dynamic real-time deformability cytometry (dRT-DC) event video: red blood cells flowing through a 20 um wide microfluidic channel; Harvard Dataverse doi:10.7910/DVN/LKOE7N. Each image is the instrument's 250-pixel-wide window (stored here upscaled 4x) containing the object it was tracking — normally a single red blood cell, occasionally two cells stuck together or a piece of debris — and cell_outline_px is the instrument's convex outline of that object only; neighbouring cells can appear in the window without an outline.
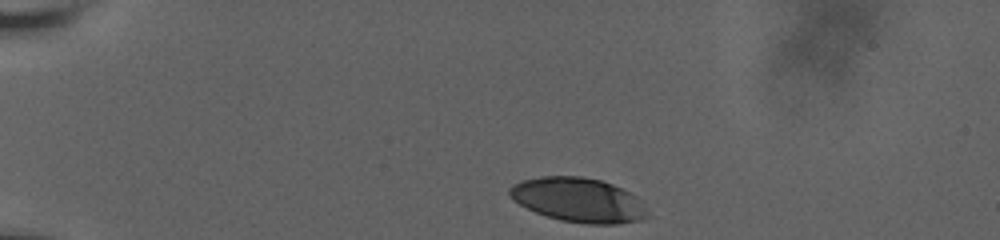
{"species": "human", "species_latin": "Homo sapiens", "temperature_condition": "room temperature", "stored_images_in_passage": 38, "camera_frame_rate_fps": 3000, "um_per_image_px": 0.085, "donor": {"sex": "male"}, "frame": {"image": 1, "passage_image": 1, "time_ms": 0.0, "image_size_px": [1000, 240], "cell_outline_px": [[652, 216], [640, 220], [616, 224], [588, 224], [560, 220], [536, 212], [512, 200], [508, 192], [508, 188], [512, 184], [520, 180], [540, 176], [580, 176], [600, 180], [612, 184], [636, 196]], "centroid_in_image_um": [49.15, 16.99], "position_along_channel_um": 35.8, "area_um2": 35.72}}
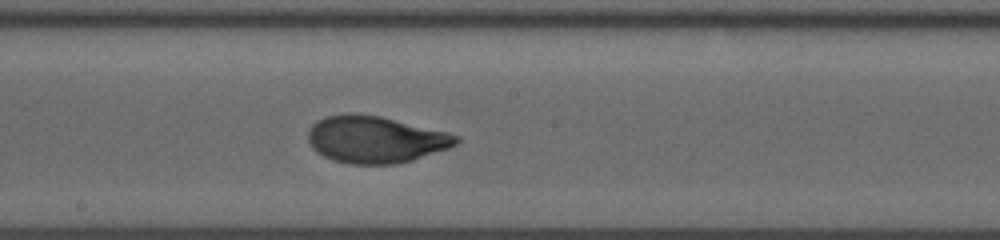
{"frame": {"image": 2, "passage_image": 22, "time_ms": 7.0, "image_size_px": [1000, 240], "cell_outline_px": [[460, 140], [456, 144], [448, 148], [412, 160], [396, 164], [348, 164], [332, 160], [316, 152], [312, 148], [308, 140], [308, 128], [316, 120], [324, 116], [348, 112], [356, 112], [380, 116], [448, 132], [460, 136]], "centroid_in_image_um": [31.86, 11.84], "position_along_channel_um": 216.3, "area_um2": 40.92}}
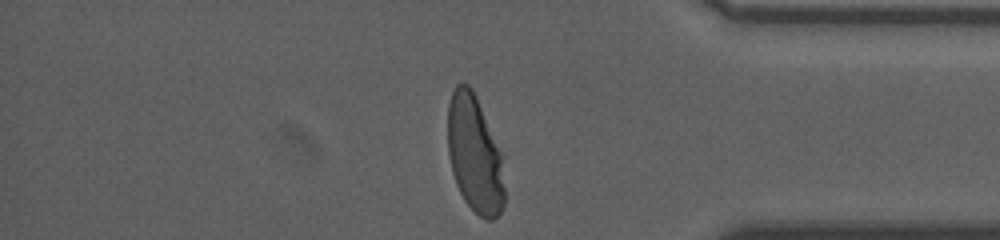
{"frame": {"image": 3, "passage_image": 38, "time_ms": 12.333, "image_size_px": [1000, 240], "cell_outline_px": [[504, 204], [500, 212], [492, 220], [488, 220], [480, 216], [464, 200], [456, 184], [452, 172], [448, 152], [448, 104], [452, 92], [456, 84], [468, 84], [472, 88], [476, 96], [504, 156]], "centroid_in_image_um": [40.37, 13.1], "position_along_channel_um": 394.8, "area_um2": 39.13}, "authors_computed_cell_mechanics": {"area_um2": 39.7953, "velocity_mm_per_s": 3.635, "shape_relaxation_time_tau1_ms": 3.7439, "shape_relaxation_time_tau2_ms": null, "deformation_change_tau1": 0.1992, "deformation_change_tau2": null}}